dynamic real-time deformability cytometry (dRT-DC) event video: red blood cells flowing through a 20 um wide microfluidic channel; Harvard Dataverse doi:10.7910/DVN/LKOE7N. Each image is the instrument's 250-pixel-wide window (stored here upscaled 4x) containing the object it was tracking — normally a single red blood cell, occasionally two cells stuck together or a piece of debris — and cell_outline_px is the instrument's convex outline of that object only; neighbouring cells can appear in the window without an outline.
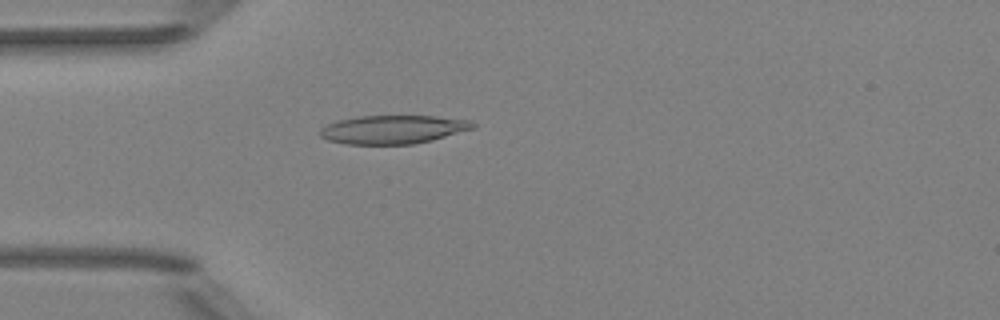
{"species": "Egyptian fruit bat (a non-hibernating species)", "species_latin": "Rousettus aegyptiacus", "temperature_condition": "room temperature", "stored_images_in_passage": 52, "camera_frame_rate_fps": 3000, "um_per_image_px": 0.085, "animal": {"sex": "female"}, "frame": {"image": 1, "passage_image": 15, "time_ms": 4.667, "image_size_px": [1000, 320], "cell_outline_px": [[476, 128], [432, 140], [412, 144], [348, 144], [328, 140], [320, 136], [320, 128], [328, 124], [340, 120], [356, 116], [436, 116], [472, 120], [476, 124]], "centroid_in_image_um": [33.45, 11.0], "position_along_channel_um": 51.5, "area_um2": 25.43}}
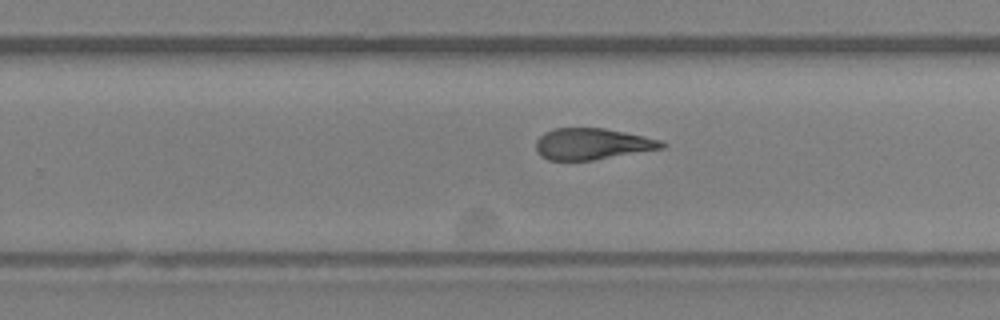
{"frame": {"image": 2, "passage_image": 33, "time_ms": 10.667, "image_size_px": [1000, 320], "cell_outline_px": [[664, 148], [592, 160], [548, 160], [540, 156], [536, 152], [536, 140], [544, 132], [556, 128], [604, 128], [664, 140]], "centroid_in_image_um": [50.32, 12.23], "position_along_channel_um": 279.5, "area_um2": 22.95}}
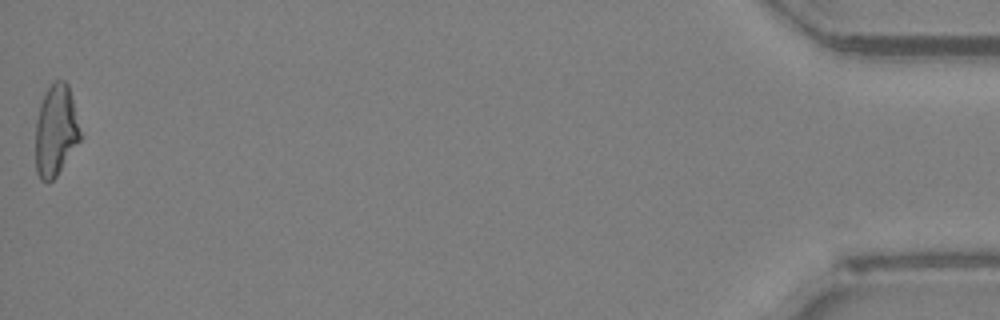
{"frame": {"image": 3, "passage_image": 52, "time_ms": 17.0, "image_size_px": [1000, 320], "cell_outline_px": [[80, 140], [56, 176], [48, 184], [40, 180], [36, 172], [36, 120], [40, 104], [48, 88], [56, 80], [64, 80], [68, 84], [80, 132]], "centroid_in_image_um": [4.71, 11.13], "position_along_channel_um": 430.5, "area_um2": 23.41}, "authors_computed_cell_mechanics": {"area_um2": 23.6691, "velocity_mm_per_s": 3.9697, "shape_relaxation_time_tau1_ms": null, "shape_relaxation_time_tau2_ms": 3.018, "deformation_change_tau1": null, "deformation_change_tau2": 0.1194}}